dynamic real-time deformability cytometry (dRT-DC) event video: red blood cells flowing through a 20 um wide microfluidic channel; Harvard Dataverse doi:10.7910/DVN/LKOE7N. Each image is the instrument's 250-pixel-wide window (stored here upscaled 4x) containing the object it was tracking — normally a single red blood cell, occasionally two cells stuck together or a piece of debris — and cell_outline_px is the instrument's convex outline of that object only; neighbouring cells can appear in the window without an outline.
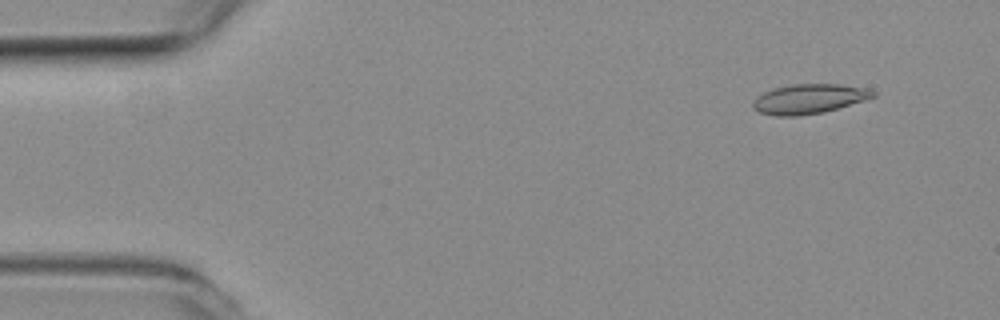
{"species": "common noctule bat (a hibernating species)", "species_latin": "Nyctalus noctula", "temperature_condition": "room temperature", "stored_images_in_passage": 56, "camera_frame_rate_fps": 3000, "um_per_image_px": 0.085, "animal": {"sex": "female", "body_mass_g": 19.3, "forearm_length_mm": 54.1}, "frame": {"image": 1, "passage_image": 5, "time_ms": 1.333, "image_size_px": [1000, 320], "cell_outline_px": [[876, 96], [864, 100], [824, 112], [800, 116], [776, 116], [760, 112], [752, 108], [752, 100], [756, 96], [772, 88], [792, 84], [840, 84], [868, 88], [876, 92]], "centroid_in_image_um": [68.74, 8.4], "position_along_channel_um": 16.3, "area_um2": 20.92}}
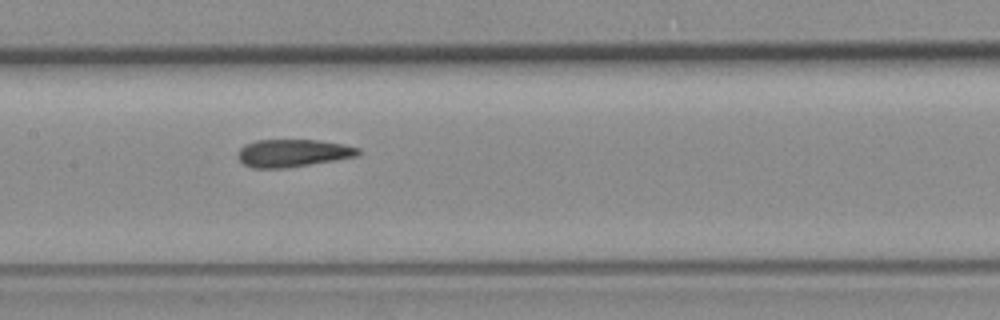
{"frame": {"image": 2, "passage_image": 27, "time_ms": 8.667, "image_size_px": [1000, 320], "cell_outline_px": [[360, 156], [288, 168], [252, 168], [244, 164], [236, 156], [236, 152], [244, 144], [256, 140], [316, 140], [344, 144], [360, 148]], "centroid_in_image_um": [24.89, 13.01], "position_along_channel_um": 182.5, "area_um2": 19.65}}
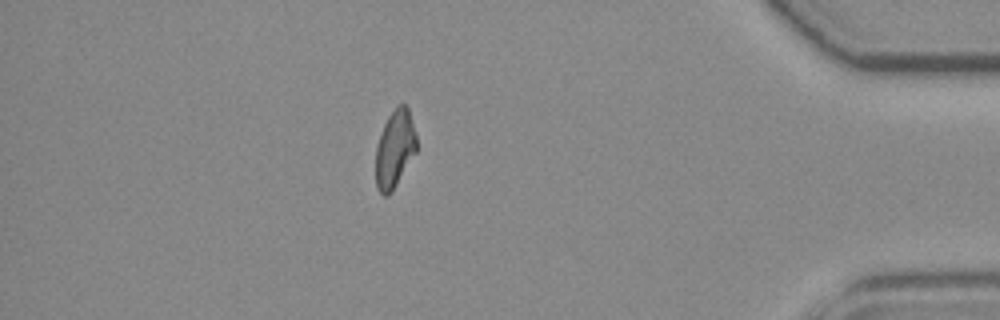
{"frame": {"image": 3, "passage_image": 49, "time_ms": 16.0, "image_size_px": [1000, 320], "cell_outline_px": [[416, 152], [392, 192], [388, 196], [384, 196], [376, 188], [376, 148], [384, 124], [388, 116], [396, 104], [404, 104], [408, 108], [416, 136]], "centroid_in_image_um": [33.55, 12.67], "position_along_channel_um": 401.7, "area_um2": 18.38}, "authors_computed_cell_mechanics": {"area_um2": 19.7387, "velocity_mm_per_s": 3.6223, "shape_relaxation_time_tau1_ms": null, "shape_relaxation_time_tau2_ms": 3.0404, "deformation_change_tau1": null, "deformation_change_tau2": 0.0971}}